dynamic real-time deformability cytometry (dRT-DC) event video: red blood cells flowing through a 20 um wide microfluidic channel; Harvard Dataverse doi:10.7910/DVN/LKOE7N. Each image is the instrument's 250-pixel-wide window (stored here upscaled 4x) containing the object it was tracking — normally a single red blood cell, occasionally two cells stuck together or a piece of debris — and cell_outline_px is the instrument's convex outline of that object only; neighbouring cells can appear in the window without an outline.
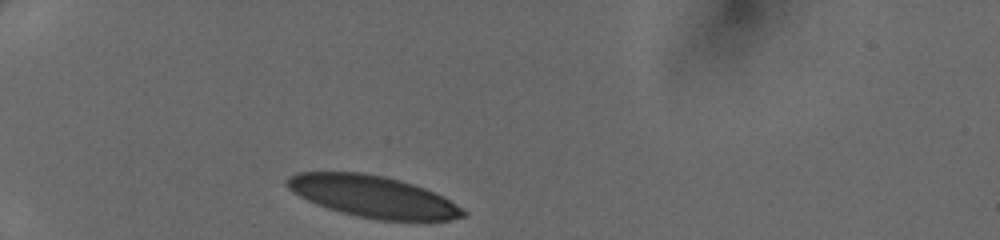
{"species": "human", "species_latin": "Homo sapiens", "temperature_condition": "cold", "stored_images_in_passage": 28, "camera_frame_rate_fps": 3000, "um_per_image_px": 0.085, "donor": {"sex": "female"}, "frame": {"image": 1, "passage_image": 1, "time_ms": 0.0, "image_size_px": [1000, 240], "cell_outline_px": [[468, 212], [464, 216], [452, 220], [380, 220], [356, 216], [340, 212], [316, 204], [292, 192], [284, 184], [284, 180], [288, 176], [296, 172], [360, 172], [384, 176], [400, 180], [424, 188], [448, 200]], "centroid_in_image_um": [31.63, 16.7], "position_along_channel_um": 53.4, "area_um2": 42.54}}
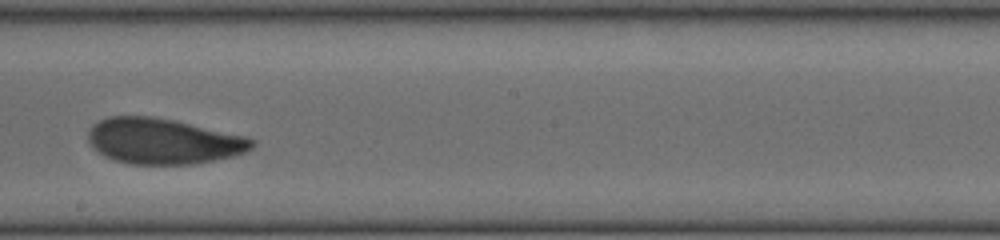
{"frame": {"image": 2, "passage_image": 16, "time_ms": 5.0, "image_size_px": [1000, 240], "cell_outline_px": [[256, 144], [252, 148], [244, 152], [232, 156], [192, 164], [128, 164], [112, 160], [104, 156], [92, 148], [88, 144], [88, 128], [92, 124], [108, 116], [152, 116], [172, 120], [248, 136], [256, 140]], "centroid_in_image_um": [13.83, 12.0], "position_along_channel_um": 234.4, "area_um2": 43.87}}
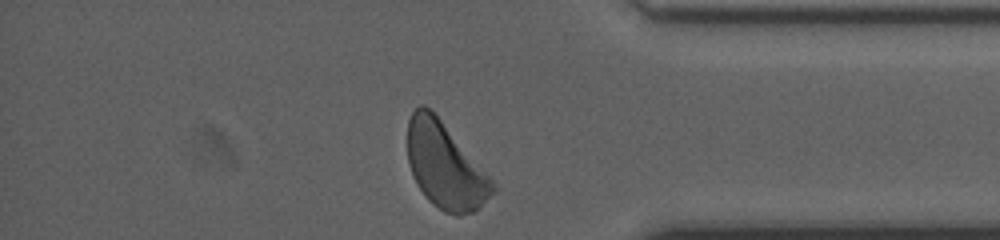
{"frame": {"image": 3, "passage_image": 28, "time_ms": 9.0, "image_size_px": [1000, 240], "cell_outline_px": [[496, 188], [472, 212], [460, 216], [456, 216], [444, 212], [432, 204], [428, 200], [416, 184], [408, 164], [408, 120], [412, 112], [420, 104], [424, 104], [440, 120], [496, 184]], "centroid_in_image_um": [37.79, 14.11], "position_along_channel_um": 397.4, "area_um2": 41.56}}